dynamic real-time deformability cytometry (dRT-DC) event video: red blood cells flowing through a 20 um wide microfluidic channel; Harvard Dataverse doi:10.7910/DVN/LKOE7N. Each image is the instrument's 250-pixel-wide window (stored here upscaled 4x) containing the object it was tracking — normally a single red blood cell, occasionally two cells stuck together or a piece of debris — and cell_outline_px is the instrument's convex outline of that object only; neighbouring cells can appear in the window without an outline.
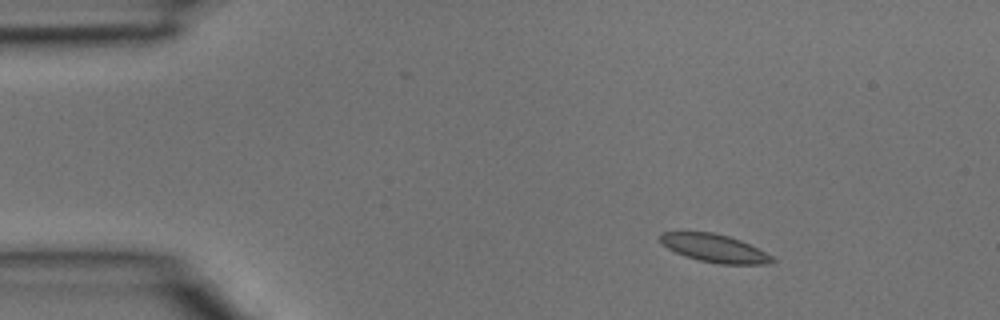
{"species": "common noctule bat (a hibernating species)", "species_latin": "Nyctalus noctula", "temperature_condition": "room temperature", "stored_images_in_passage": 4, "camera_frame_rate_fps": 3000, "um_per_image_px": 0.085, "animal": {"sex": "male", "body_mass_g": 15.6}, "frame": {"image": 1, "passage_image": 1, "time_ms": 0.0, "image_size_px": [1000, 320], "cell_outline_px": [[776, 260], [772, 264], [720, 264], [700, 260], [676, 252], [668, 248], [660, 240], [660, 232], [712, 232], [728, 236], [740, 240], [772, 256]], "centroid_in_image_um": [60.76, 21.1], "position_along_channel_um": 24.2, "area_um2": 17.92}}
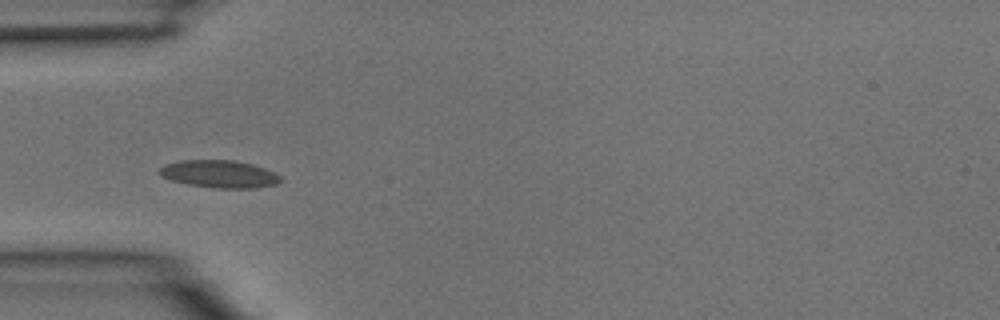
{"frame": {"image": 2, "passage_image": 3, "time_ms": 0.667, "image_size_px": [1000, 320], "cell_outline_px": [[284, 180], [276, 184], [252, 188], [216, 188], [188, 184], [172, 180], [160, 176], [160, 168], [164, 164], [180, 160], [236, 160], [252, 164], [264, 168], [280, 176]], "centroid_in_image_um": [18.64, 14.78], "position_along_channel_um": 66.4, "area_um2": 19.36}}